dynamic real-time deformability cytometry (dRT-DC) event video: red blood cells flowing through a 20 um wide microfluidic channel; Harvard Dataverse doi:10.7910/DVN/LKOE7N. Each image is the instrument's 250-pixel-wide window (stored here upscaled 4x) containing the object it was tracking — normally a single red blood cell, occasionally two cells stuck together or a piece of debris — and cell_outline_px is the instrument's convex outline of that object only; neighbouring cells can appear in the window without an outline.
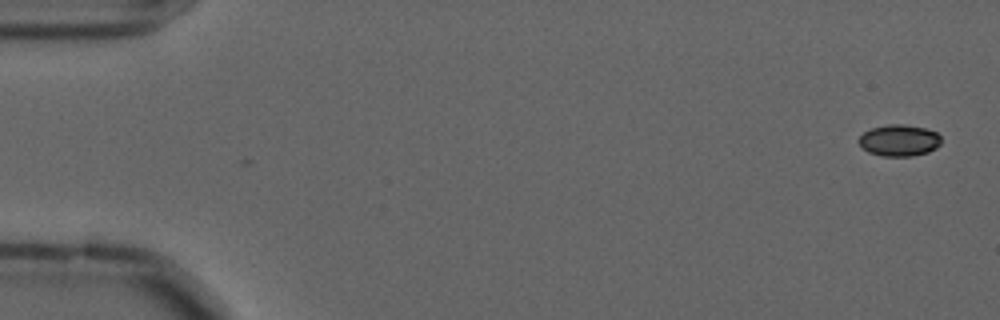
{"species": "common noctule bat (a hibernating species)", "species_latin": "Nyctalus noctula", "temperature_condition": "cold", "stored_images_in_passage": 2, "camera_frame_rate_fps": 3000, "um_per_image_px": 0.085, "animal": {"sex": "male", "forearm_length_mm": 52.5}, "frame": {"image": 1, "passage_image": 2, "time_ms": 0.333, "image_size_px": [1000, 320], "cell_outline_px": [[940, 144], [936, 148], [928, 152], [912, 156], [884, 156], [868, 152], [856, 140], [864, 132], [872, 128], [888, 124], [904, 124], [924, 128], [936, 132], [940, 136]], "centroid_in_image_um": [76.42, 11.93], "position_along_channel_um": 8.6, "area_um2": 15.09}}